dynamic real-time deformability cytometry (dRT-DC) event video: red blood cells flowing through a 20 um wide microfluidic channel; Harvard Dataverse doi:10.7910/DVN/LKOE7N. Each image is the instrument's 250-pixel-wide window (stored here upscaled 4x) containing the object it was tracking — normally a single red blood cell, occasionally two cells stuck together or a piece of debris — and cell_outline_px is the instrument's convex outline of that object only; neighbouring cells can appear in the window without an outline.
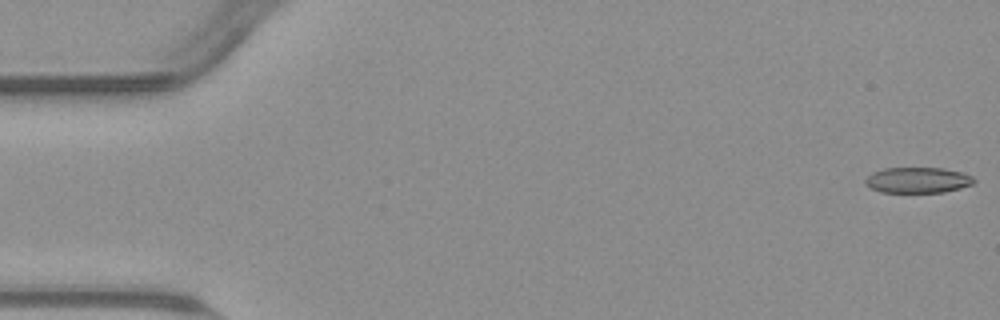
{"species": "common noctule bat (a hibernating species)", "species_latin": "Nyctalus noctula", "temperature_condition": "warm", "stored_images_in_passage": 55, "camera_frame_rate_fps": 3000, "um_per_image_px": 0.085, "animal": {"sex": "male", "body_mass_g": 23.1, "forearm_length_mm": 52.7}, "frame": {"image": 1, "passage_image": 1, "time_ms": 0.0, "image_size_px": [1000, 320], "cell_outline_px": [[976, 180], [972, 184], [960, 188], [944, 192], [880, 192], [868, 188], [864, 184], [864, 180], [872, 172], [884, 168], [944, 168], [964, 172], [972, 176]], "centroid_in_image_um": [77.99, 15.31], "position_along_channel_um": 7.0, "area_um2": 16.47}}
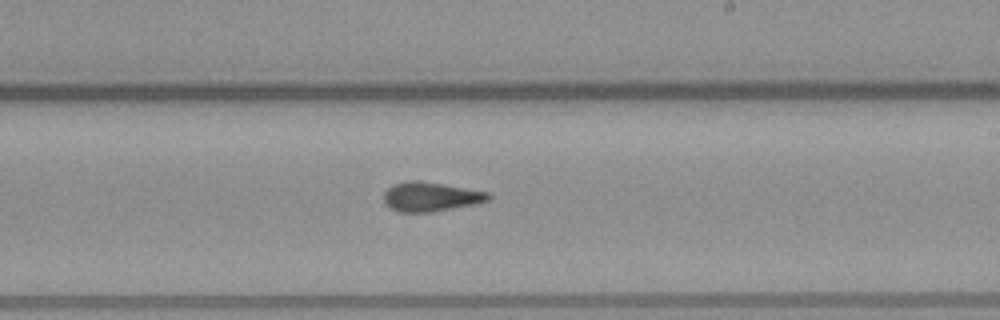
{"frame": {"image": 2, "passage_image": 32, "time_ms": 10.333, "image_size_px": [1000, 320], "cell_outline_px": [[492, 196], [488, 200], [476, 204], [432, 212], [400, 212], [392, 208], [384, 200], [384, 192], [392, 184], [408, 180], [420, 180], [444, 184], [488, 192]], "centroid_in_image_um": [36.62, 16.71], "position_along_channel_um": 252.4, "area_um2": 17.86}}
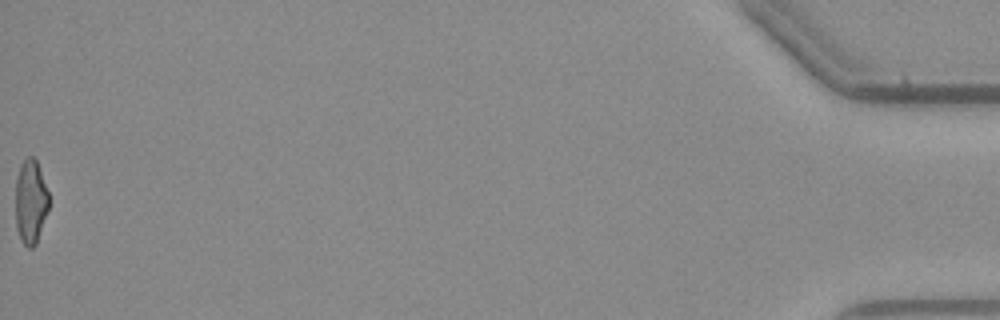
{"frame": {"image": 3, "passage_image": 55, "time_ms": 18.0, "image_size_px": [1000, 320], "cell_outline_px": [[48, 212], [36, 244], [32, 248], [28, 248], [20, 240], [16, 228], [16, 176], [20, 164], [28, 156], [32, 156], [36, 160], [48, 192]], "centroid_in_image_um": [2.59, 17.17], "position_along_channel_um": 432.6, "area_um2": 16.42}, "authors_computed_cell_mechanics": {"area_um2": 17.5712, "velocity_mm_per_s": 3.7969, "shape_relaxation_time_tau1_ms": 6.8557, "shape_relaxation_time_tau2_ms": 2.1683, "deformation_change_tau1": 0.1639, "deformation_change_tau2": 0.0953}}